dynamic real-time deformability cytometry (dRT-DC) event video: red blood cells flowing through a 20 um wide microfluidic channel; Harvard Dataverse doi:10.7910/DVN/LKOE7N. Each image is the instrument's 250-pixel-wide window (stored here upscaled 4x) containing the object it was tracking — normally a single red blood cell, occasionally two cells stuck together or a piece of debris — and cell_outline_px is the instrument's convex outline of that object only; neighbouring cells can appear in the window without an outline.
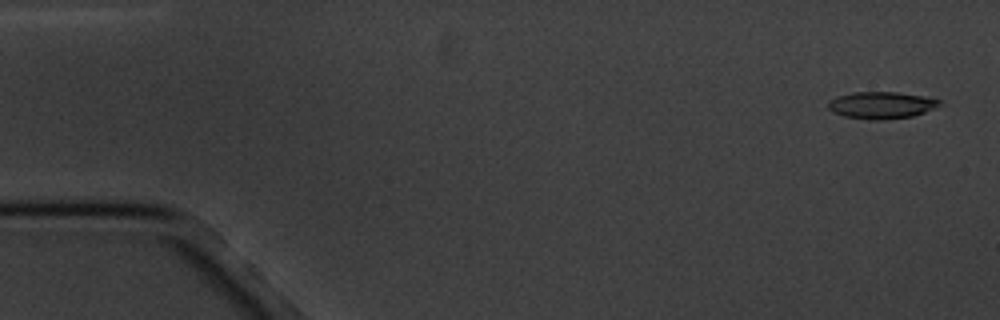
{"species": "common noctule bat (a hibernating species)", "species_latin": "Nyctalus noctula", "temperature_condition": "cold", "stored_images_in_passage": 5, "camera_frame_rate_fps": 3000, "um_per_image_px": 0.085, "animal": {"sex": "male", "body_mass_g": 20.1, "forearm_length_mm": 53.5}, "frame": {"image": 1, "passage_image": 1, "time_ms": 0.0, "image_size_px": [1000, 320], "cell_outline_px": [[940, 104], [924, 112], [912, 116], [884, 120], [872, 120], [844, 116], [832, 112], [828, 108], [828, 100], [836, 96], [852, 92], [896, 92], [924, 96], [940, 100]], "centroid_in_image_um": [74.85, 8.93], "position_along_channel_um": 10.1, "area_um2": 17.46}}
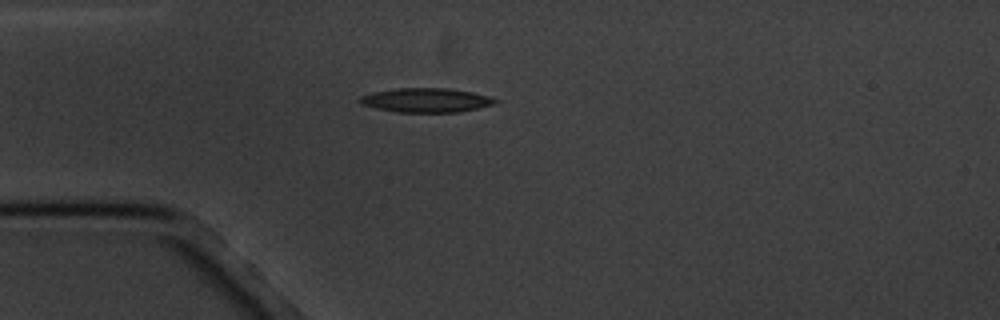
{"frame": {"image": 2, "passage_image": 5, "time_ms": 4.333, "image_size_px": [1000, 320], "cell_outline_px": [[500, 100], [496, 104], [460, 112], [396, 112], [376, 108], [360, 104], [360, 96], [372, 92], [396, 88], [448, 88], [472, 92], [488, 96]], "centroid_in_image_um": [36.24, 8.51], "position_along_channel_um": 48.8, "area_um2": 19.19}}